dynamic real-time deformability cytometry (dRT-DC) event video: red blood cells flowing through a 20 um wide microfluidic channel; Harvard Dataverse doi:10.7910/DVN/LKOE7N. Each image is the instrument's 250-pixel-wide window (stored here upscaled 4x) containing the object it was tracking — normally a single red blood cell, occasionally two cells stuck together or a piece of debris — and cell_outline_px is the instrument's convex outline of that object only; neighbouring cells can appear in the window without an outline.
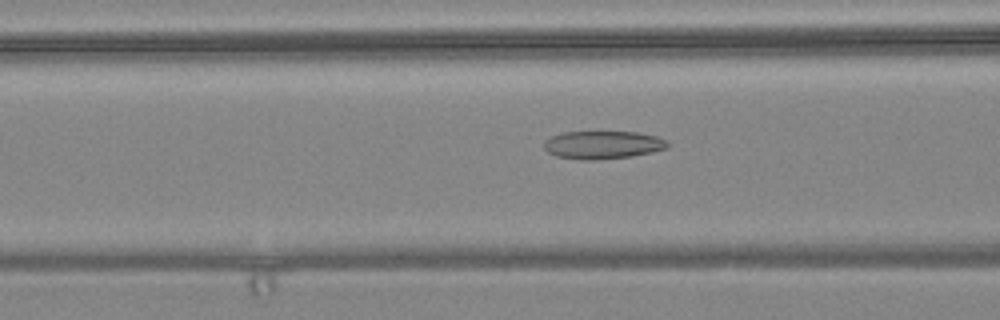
{"species": "common noctule bat (a hibernating species)", "species_latin": "Nyctalus noctula", "temperature_condition": "warm", "stored_images_in_passage": 36, "camera_frame_rate_fps": 3000, "um_per_image_px": 0.085, "animal": {"sex": "female", "body_mass_g": 24.6, "forearm_length_mm": 56.2}, "frame": {"image": 1, "passage_image": 5, "time_ms": 1.333, "image_size_px": [1000, 320], "cell_outline_px": [[668, 148], [652, 152], [632, 156], [596, 160], [580, 160], [556, 156], [548, 152], [544, 148], [544, 140], [552, 136], [564, 132], [636, 132], [656, 136], [668, 140]], "centroid_in_image_um": [51.24, 12.32], "position_along_channel_um": 115.4, "area_um2": 20.23}}
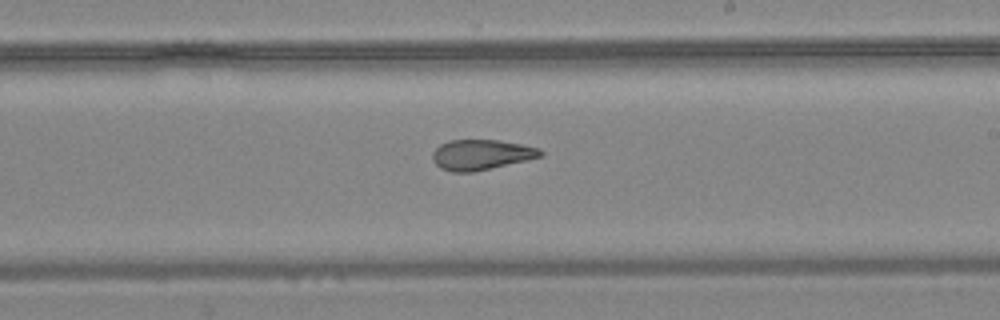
{"frame": {"image": 2, "passage_image": 16, "time_ms": 5.0, "image_size_px": [1000, 320], "cell_outline_px": [[544, 156], [472, 172], [452, 172], [440, 168], [432, 160], [432, 152], [440, 144], [448, 140], [500, 140], [540, 148], [544, 152]], "centroid_in_image_um": [40.89, 13.14], "position_along_channel_um": 248.1, "area_um2": 19.07}}
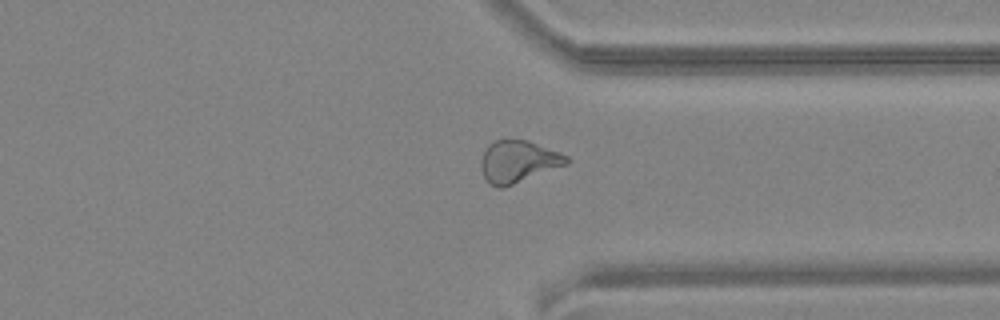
{"frame": {"image": 3, "passage_image": 26, "time_ms": 8.333, "image_size_px": [1000, 320], "cell_outline_px": [[568, 164], [512, 184], [500, 188], [496, 188], [488, 184], [480, 168], [480, 160], [488, 144], [492, 140], [528, 140], [568, 156]], "centroid_in_image_um": [43.99, 13.73], "position_along_channel_um": 367.4, "area_um2": 20.81}, "authors_computed_cell_mechanics": {"area_um2": 20.0277, "velocity_mm_per_s": 3.6152, "shape_relaxation_time_tau1_ms": null, "shape_relaxation_time_tau2_ms": 2.1789, "deformation_change_tau1": null, "deformation_change_tau2": 0.0907}}